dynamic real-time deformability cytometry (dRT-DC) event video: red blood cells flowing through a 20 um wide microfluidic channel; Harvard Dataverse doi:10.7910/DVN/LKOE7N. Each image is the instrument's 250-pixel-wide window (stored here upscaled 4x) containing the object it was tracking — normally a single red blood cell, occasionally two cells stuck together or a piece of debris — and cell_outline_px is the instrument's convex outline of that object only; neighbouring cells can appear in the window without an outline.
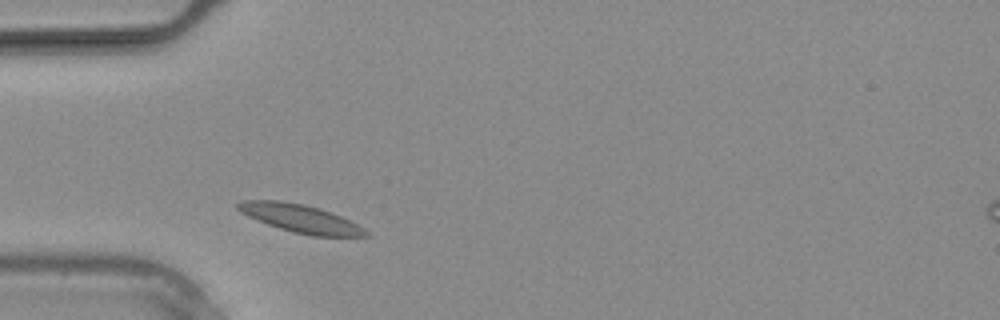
{"species": "common noctule bat (a hibernating species)", "species_latin": "Nyctalus noctula", "temperature_condition": "warm", "stored_images_in_passage": 8, "camera_frame_rate_fps": 3000, "um_per_image_px": 0.085, "animal": {"sex": "male", "body_mass_g": 20.4}, "frame": {"image": 1, "passage_image": 1, "time_ms": 0.0, "image_size_px": [1000, 320], "cell_outline_px": [[372, 236], [312, 236], [292, 232], [268, 224], [248, 216], [240, 212], [236, 208], [236, 204], [240, 200], [280, 200], [304, 204], [340, 216], [364, 228]], "centroid_in_image_um": [25.5, 18.57], "position_along_channel_um": 59.5, "area_um2": 20.69}}
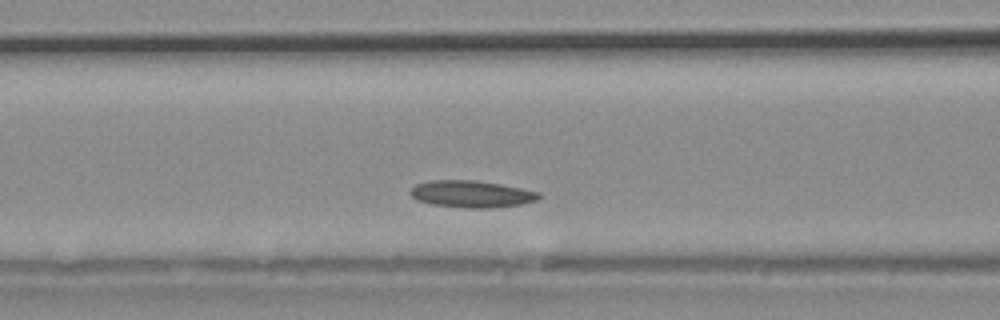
{"frame": {"image": 2, "passage_image": 4, "time_ms": 1.0, "image_size_px": [1000, 320], "cell_outline_px": [[540, 196], [536, 200], [520, 204], [488, 208], [472, 208], [432, 204], [416, 200], [412, 196], [412, 188], [416, 184], [432, 180], [476, 180], [500, 184], [540, 192]], "centroid_in_image_um": [40.08, 16.48], "position_along_channel_um": 126.5, "area_um2": 19.83}}